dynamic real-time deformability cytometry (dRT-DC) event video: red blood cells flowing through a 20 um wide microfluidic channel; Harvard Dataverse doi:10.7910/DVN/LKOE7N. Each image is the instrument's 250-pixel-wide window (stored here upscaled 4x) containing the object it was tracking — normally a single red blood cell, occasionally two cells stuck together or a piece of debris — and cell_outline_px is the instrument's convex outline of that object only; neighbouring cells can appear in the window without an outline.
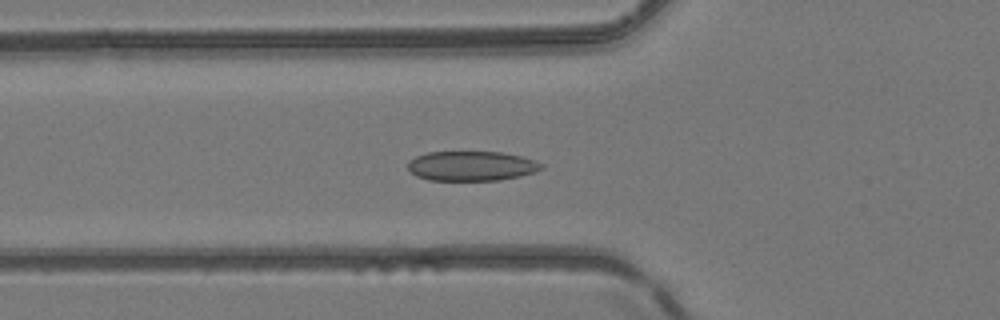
{"species": "common noctule bat (a hibernating species)", "species_latin": "Nyctalus noctula", "temperature_condition": "room temperature", "stored_images_in_passage": 34, "camera_frame_rate_fps": 3000, "um_per_image_px": 0.085, "animal": {"sex": "female", "body_mass_g": 24.6, "forearm_length_mm": 56.2}, "frame": {"image": 1, "passage_image": 2, "time_ms": 0.333, "image_size_px": [1000, 320], "cell_outline_px": [[544, 168], [536, 172], [520, 176], [500, 180], [428, 180], [416, 176], [408, 168], [408, 160], [416, 156], [428, 152], [500, 152], [520, 156], [536, 160], [544, 164]], "centroid_in_image_um": [40.1, 14.11], "position_along_channel_um": 85.7, "area_um2": 23.24}}
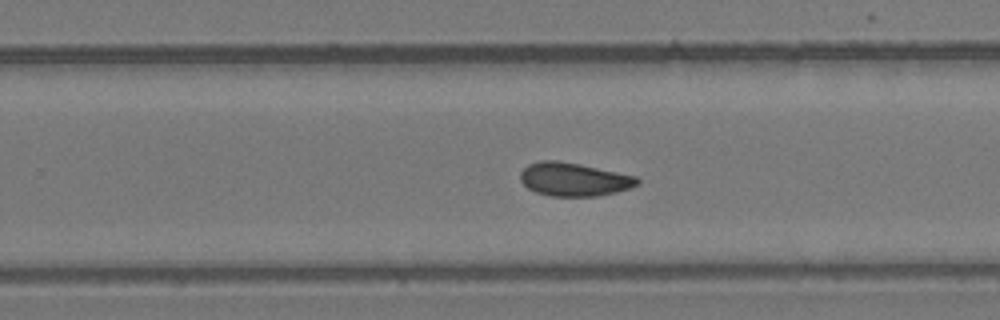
{"frame": {"image": 2, "passage_image": 16, "time_ms": 5.0, "image_size_px": [1000, 320], "cell_outline_px": [[640, 184], [632, 188], [616, 192], [596, 196], [552, 196], [536, 192], [528, 188], [520, 180], [520, 172], [528, 164], [540, 160], [556, 160], [580, 164], [636, 176], [640, 180]], "centroid_in_image_um": [48.79, 15.24], "position_along_channel_um": 281.0, "area_um2": 22.83}}
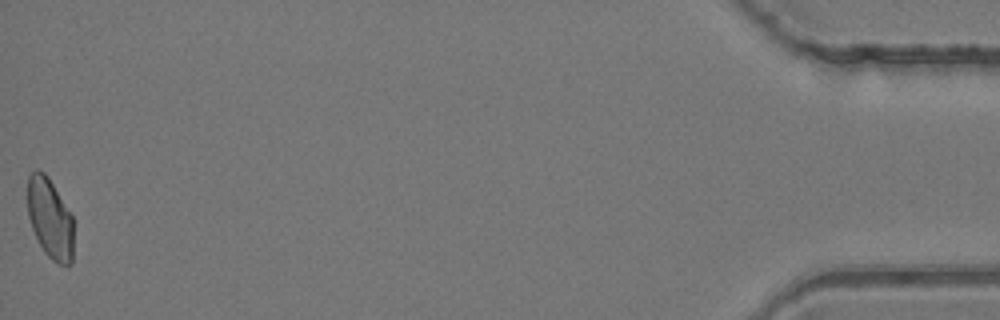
{"frame": {"image": 3, "passage_image": 34, "time_ms": 11.0, "image_size_px": [1000, 320], "cell_outline_px": [[72, 264], [68, 268], [52, 260], [44, 252], [32, 228], [28, 216], [28, 176], [36, 168], [44, 172], [48, 176], [72, 216]], "centroid_in_image_um": [4.24, 18.58], "position_along_channel_um": 431.0, "area_um2": 21.44}, "authors_computed_cell_mechanics": {"area_um2": 22.4842, "velocity_mm_per_s": 4.1766, "shape_relaxation_time_tau1_ms": 9.0259, "shape_relaxation_time_tau2_ms": 2.4436, "deformation_change_tau1": 0.1511, "deformation_change_tau2": 0.066}}